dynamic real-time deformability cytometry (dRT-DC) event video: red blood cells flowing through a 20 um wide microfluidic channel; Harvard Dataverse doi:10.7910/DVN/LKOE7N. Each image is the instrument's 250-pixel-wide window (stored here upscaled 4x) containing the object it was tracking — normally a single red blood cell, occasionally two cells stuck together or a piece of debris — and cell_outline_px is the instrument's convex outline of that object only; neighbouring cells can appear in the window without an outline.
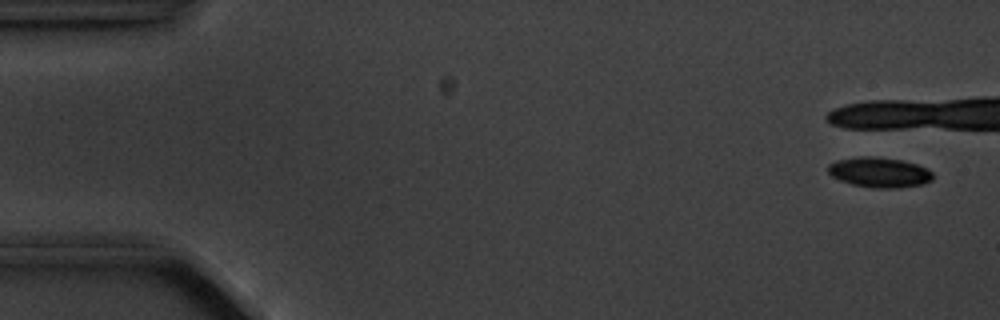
{"species": "common noctule bat (a hibernating species)", "species_latin": "Nyctalus noctula", "temperature_condition": "cold", "stored_images_in_passage": 14, "camera_frame_rate_fps": 3000, "um_per_image_px": 0.085, "animal": {"sex": "male", "body_mass_g": 20.1, "forearm_length_mm": 53.5}, "frame": {"image": 1, "passage_image": 1, "time_ms": 0.0, "image_size_px": [1000, 320], "cell_outline_px": [[932, 180], [924, 184], [900, 188], [872, 188], [852, 184], [840, 180], [832, 176], [828, 172], [828, 164], [836, 160], [860, 156], [872, 156], [900, 160], [916, 164], [932, 172]], "centroid_in_image_um": [74.72, 14.65], "position_along_channel_um": 10.3, "area_um2": 18.38}}